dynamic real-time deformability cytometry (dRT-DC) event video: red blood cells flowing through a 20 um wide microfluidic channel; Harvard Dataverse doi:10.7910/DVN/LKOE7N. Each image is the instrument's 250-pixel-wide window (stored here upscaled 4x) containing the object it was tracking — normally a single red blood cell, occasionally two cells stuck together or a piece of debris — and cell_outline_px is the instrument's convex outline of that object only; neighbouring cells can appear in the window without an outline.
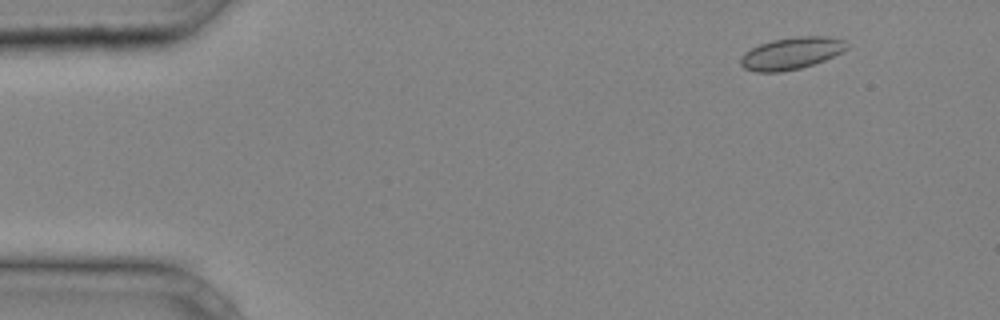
{"species": "common noctule bat (a hibernating species)", "species_latin": "Nyctalus noctula", "temperature_condition": "cold", "stored_images_in_passage": 37, "camera_frame_rate_fps": 3000, "um_per_image_px": 0.085, "animal": {"sex": "male", "body_mass_g": 20.4}, "frame": {"image": 1, "passage_image": 4, "time_ms": 1.0, "image_size_px": [1000, 320], "cell_outline_px": [[848, 48], [824, 60], [800, 68], [780, 72], [756, 72], [744, 68], [740, 64], [740, 56], [744, 52], [760, 44], [772, 40], [796, 36], [828, 36], [844, 40]], "centroid_in_image_um": [67.22, 4.53], "position_along_channel_um": 17.8, "area_um2": 19.71}}
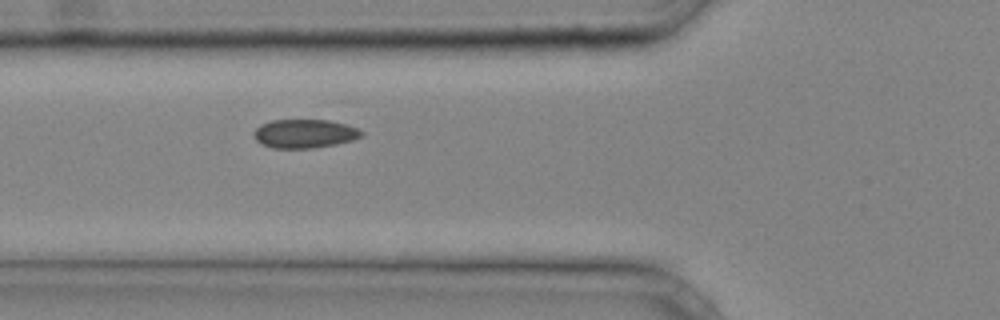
{"frame": {"image": 2, "passage_image": 15, "time_ms": 4.667, "image_size_px": [1000, 320], "cell_outline_px": [[364, 132], [360, 136], [352, 140], [336, 144], [312, 148], [272, 148], [260, 144], [256, 140], [256, 128], [260, 124], [272, 120], [328, 120], [344, 124], [356, 128]], "centroid_in_image_um": [25.87, 11.36], "position_along_channel_um": 99.9, "area_um2": 17.8}}
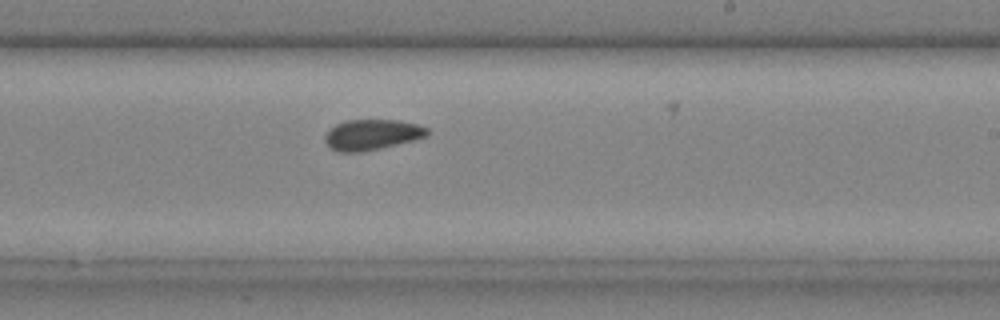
{"frame": {"image": 3, "passage_image": 25, "time_ms": 8.0, "image_size_px": [1000, 320], "cell_outline_px": [[432, 132], [428, 136], [396, 144], [360, 152], [336, 152], [328, 148], [324, 140], [324, 136], [336, 124], [348, 120], [396, 120], [420, 124], [428, 128]], "centroid_in_image_um": [31.62, 11.44], "position_along_channel_um": 257.4, "area_um2": 18.26}}